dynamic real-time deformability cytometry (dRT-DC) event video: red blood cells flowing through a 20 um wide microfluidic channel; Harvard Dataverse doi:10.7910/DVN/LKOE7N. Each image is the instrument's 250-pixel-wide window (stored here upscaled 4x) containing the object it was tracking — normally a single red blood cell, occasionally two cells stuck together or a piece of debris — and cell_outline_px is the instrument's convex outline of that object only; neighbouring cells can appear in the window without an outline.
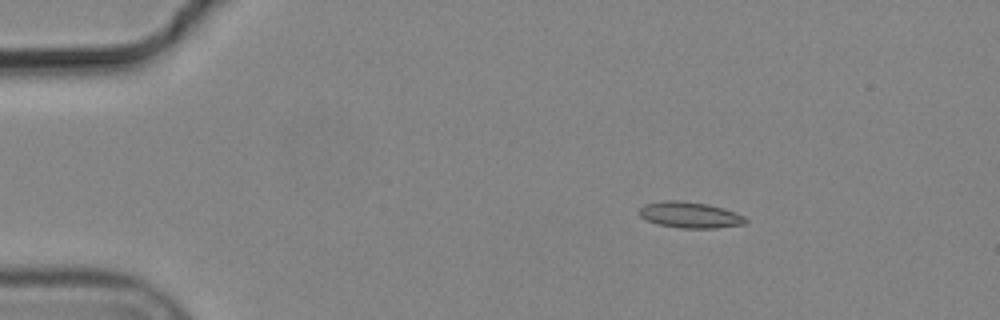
{"species": "common noctule bat (a hibernating species)", "species_latin": "Nyctalus noctula", "temperature_condition": "cold", "stored_images_in_passage": 6, "camera_frame_rate_fps": 3000, "um_per_image_px": 0.085, "animal": {"sex": "male", "body_mass_g": 19.2, "forearm_length_mm": 51.8}, "frame": {"image": 1, "passage_image": 2, "time_ms": 0.333, "image_size_px": [1000, 320], "cell_outline_px": [[748, 220], [744, 224], [716, 228], [680, 228], [660, 224], [648, 220], [640, 216], [640, 208], [644, 204], [664, 200], [680, 200], [708, 204], [736, 212], [744, 216]], "centroid_in_image_um": [58.67, 18.26], "position_along_channel_um": 26.3, "area_um2": 16.07}}
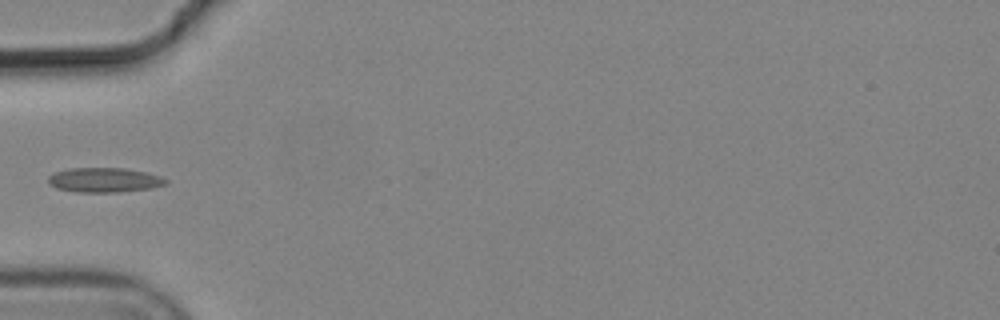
{"frame": {"image": 2, "passage_image": 5, "time_ms": 1.333, "image_size_px": [1000, 320], "cell_outline_px": [[168, 184], [152, 188], [120, 192], [76, 192], [56, 188], [48, 184], [48, 176], [56, 172], [68, 168], [124, 168], [148, 172], [160, 176], [168, 180]], "centroid_in_image_um": [8.88, 15.3], "position_along_channel_um": 76.1, "area_um2": 17.05}}